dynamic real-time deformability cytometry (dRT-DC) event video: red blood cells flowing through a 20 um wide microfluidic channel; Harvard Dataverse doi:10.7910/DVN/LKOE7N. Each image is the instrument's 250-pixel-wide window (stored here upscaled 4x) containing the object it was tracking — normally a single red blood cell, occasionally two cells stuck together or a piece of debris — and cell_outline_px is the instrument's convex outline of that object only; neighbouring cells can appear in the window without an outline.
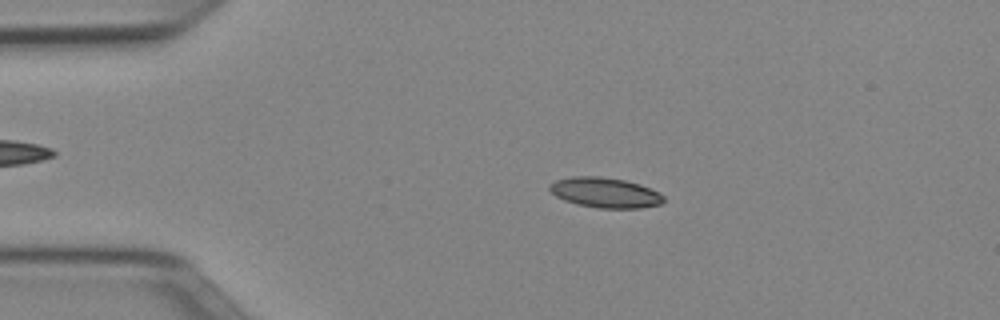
{"species": "Egyptian fruit bat (a non-hibernating species)", "species_latin": "Rousettus aegyptiacus", "temperature_condition": "cold", "stored_images_in_passage": 51, "camera_frame_rate_fps": 3000, "um_per_image_px": 0.085, "animal": {"sex": "female"}, "frame": {"image": 1, "passage_image": 10, "time_ms": 3.0, "image_size_px": [1000, 320], "cell_outline_px": [[664, 200], [660, 204], [640, 208], [596, 208], [576, 204], [564, 200], [556, 196], [548, 188], [548, 184], [556, 180], [572, 176], [600, 176], [624, 180], [640, 184], [660, 192], [664, 196]], "centroid_in_image_um": [51.42, 16.37], "position_along_channel_um": 33.6, "area_um2": 20.17}}
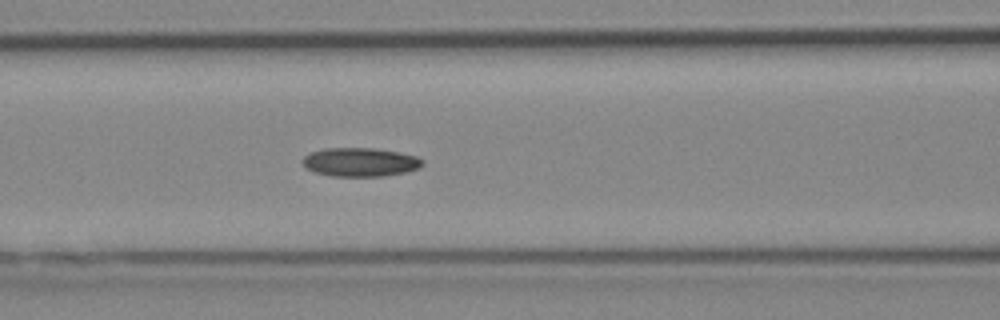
{"frame": {"image": 2, "passage_image": 21, "time_ms": 6.667, "image_size_px": [1000, 320], "cell_outline_px": [[424, 164], [420, 168], [408, 172], [384, 176], [332, 176], [316, 172], [304, 168], [300, 160], [308, 152], [324, 148], [376, 148], [400, 152], [416, 156], [424, 160]], "centroid_in_image_um": [30.61, 13.77], "position_along_channel_um": 136.0, "area_um2": 20.52}}
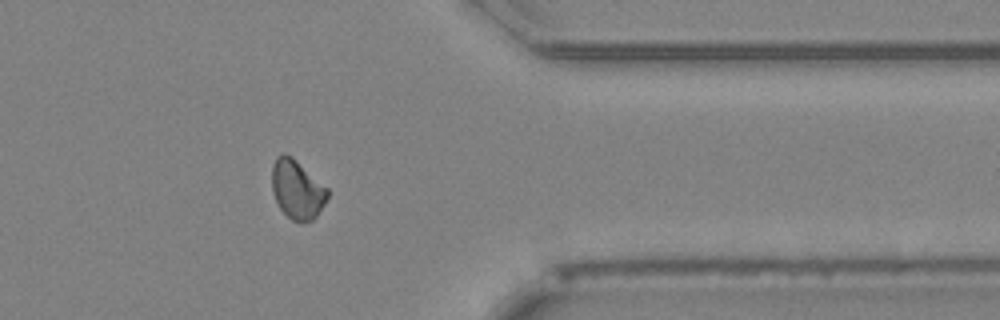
{"frame": {"image": 3, "passage_image": 41, "time_ms": 13.333, "image_size_px": [1000, 320], "cell_outline_px": [[328, 196], [324, 204], [316, 216], [312, 220], [304, 224], [292, 220], [280, 208], [272, 192], [272, 164], [276, 156], [284, 152], [292, 156], [328, 188]], "centroid_in_image_um": [25.25, 16.09], "position_along_channel_um": 386.2, "area_um2": 19.25}, "authors_computed_cell_mechanics": {"area_um2": 19.1896, "velocity_mm_per_s": 3.9697, "shape_relaxation_time_tau1_ms": 4.0969, "shape_relaxation_time_tau2_ms": null, "deformation_change_tau1": 0.1176, "deformation_change_tau2": null}}